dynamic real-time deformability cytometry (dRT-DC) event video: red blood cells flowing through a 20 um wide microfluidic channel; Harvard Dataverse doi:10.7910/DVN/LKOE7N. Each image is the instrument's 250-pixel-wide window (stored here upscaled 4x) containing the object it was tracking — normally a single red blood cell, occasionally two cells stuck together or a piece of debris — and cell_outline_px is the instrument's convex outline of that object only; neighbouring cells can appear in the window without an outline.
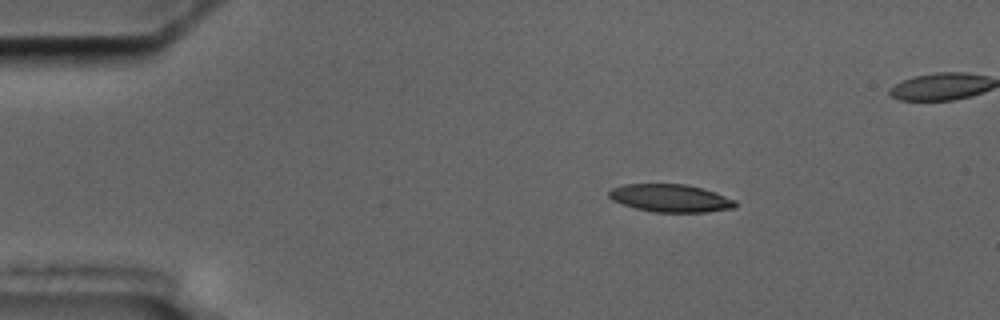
{"species": "common noctule bat (a hibernating species)", "species_latin": "Nyctalus noctula", "temperature_condition": "cold", "stored_images_in_passage": 5, "camera_frame_rate_fps": 3000, "um_per_image_px": 0.085, "animal": {"sex": "male", "body_mass_g": 17.5, "forearm_length_mm": 52.3}, "frame": {"image": 1, "passage_image": 2, "time_ms": 1.333, "image_size_px": [1000, 320], "cell_outline_px": [[736, 208], [708, 212], [652, 212], [636, 208], [612, 200], [608, 196], [608, 192], [612, 188], [624, 184], [688, 184], [716, 192], [736, 200]], "centroid_in_image_um": [57.02, 16.84], "position_along_channel_um": 28.0, "area_um2": 20.58}}